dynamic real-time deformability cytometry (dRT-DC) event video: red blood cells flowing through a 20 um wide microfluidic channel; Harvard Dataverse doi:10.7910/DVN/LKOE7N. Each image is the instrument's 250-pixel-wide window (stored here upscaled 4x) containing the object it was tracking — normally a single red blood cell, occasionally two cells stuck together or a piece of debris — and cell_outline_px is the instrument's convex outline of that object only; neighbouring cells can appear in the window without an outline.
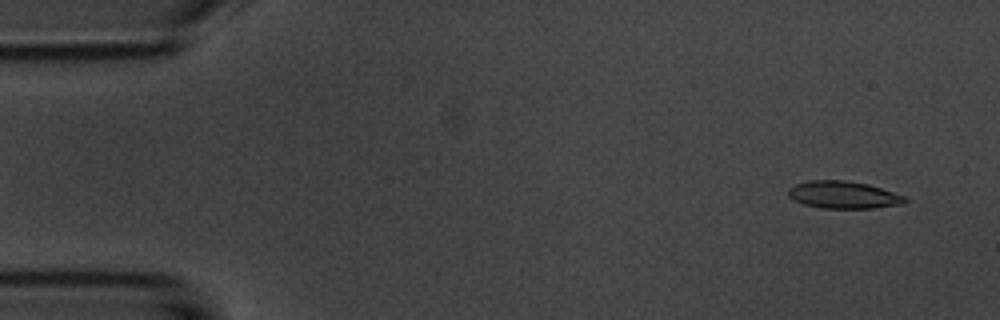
{"species": "common noctule bat (a hibernating species)", "species_latin": "Nyctalus noctula", "temperature_condition": "room temperature", "stored_images_in_passage": 4, "camera_frame_rate_fps": 3000, "um_per_image_px": 0.085, "animal": {"sex": "male", "body_mass_g": 20.1, "forearm_length_mm": 53.5}, "frame": {"image": 1, "passage_image": 1, "time_ms": 0.0, "image_size_px": [1000, 320], "cell_outline_px": [[908, 200], [904, 204], [872, 208], [820, 208], [804, 204], [792, 200], [788, 196], [788, 188], [796, 184], [812, 180], [844, 180], [868, 184], [904, 196]], "centroid_in_image_um": [71.66, 16.57], "position_along_channel_um": 13.3, "area_um2": 18.55}}
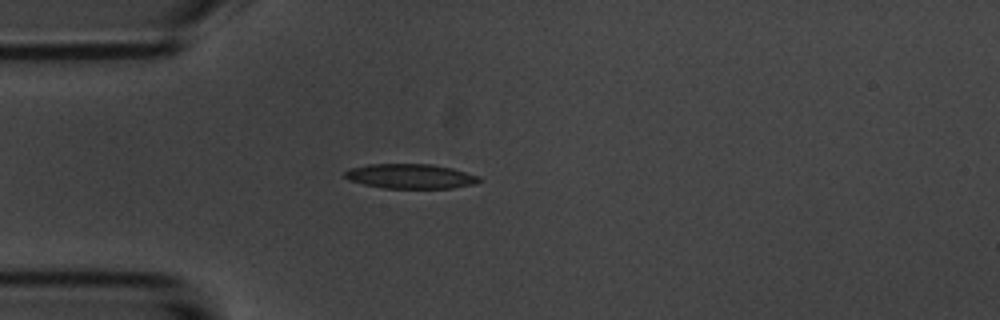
{"frame": {"image": 2, "passage_image": 4, "time_ms": 3.667, "image_size_px": [1000, 320], "cell_outline_px": [[484, 180], [476, 184], [452, 188], [384, 188], [364, 184], [348, 180], [344, 176], [344, 172], [348, 168], [368, 164], [432, 164], [452, 168], [480, 176]], "centroid_in_image_um": [34.91, 14.98], "position_along_channel_um": 50.1, "area_um2": 19.54}}